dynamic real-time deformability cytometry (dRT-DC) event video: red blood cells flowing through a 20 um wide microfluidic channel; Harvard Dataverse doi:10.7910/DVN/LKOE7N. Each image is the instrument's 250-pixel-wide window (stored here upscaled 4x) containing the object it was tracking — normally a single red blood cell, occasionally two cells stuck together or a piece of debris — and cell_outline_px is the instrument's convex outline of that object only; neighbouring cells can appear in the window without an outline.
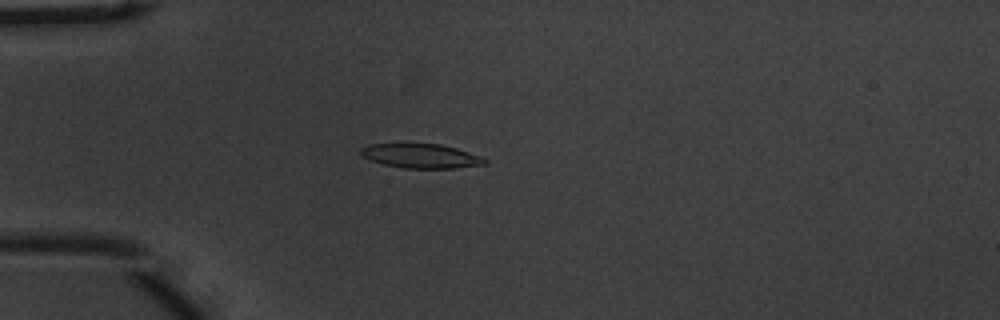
{"species": "common noctule bat (a hibernating species)", "species_latin": "Nyctalus noctula", "temperature_condition": "warm", "stored_images_in_passage": 54, "camera_frame_rate_fps": 3000, "um_per_image_px": 0.085, "animal": {"sex": "male", "body_mass_g": 20.1, "forearm_length_mm": 53.5}, "frame": {"image": 1, "passage_image": 15, "time_ms": 4.667, "image_size_px": [1000, 320], "cell_outline_px": [[488, 164], [452, 168], [404, 168], [384, 164], [368, 160], [360, 156], [360, 148], [368, 144], [440, 144], [456, 148], [480, 156], [488, 160]], "centroid_in_image_um": [35.75, 13.26], "position_along_channel_um": 49.3, "area_um2": 17.57}}
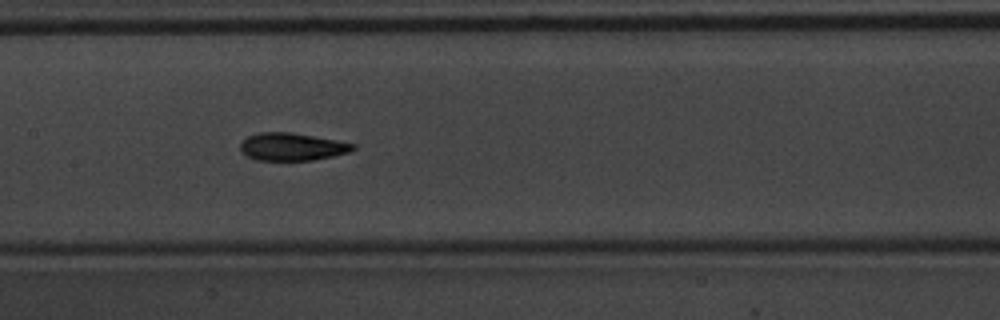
{"frame": {"image": 2, "passage_image": 27, "time_ms": 8.667, "image_size_px": [1000, 320], "cell_outline_px": [[356, 148], [348, 152], [332, 156], [312, 160], [256, 160], [240, 152], [240, 144], [248, 136], [260, 132], [292, 132], [336, 140], [356, 144]], "centroid_in_image_um": [24.81, 12.47], "position_along_channel_um": 182.6, "area_um2": 18.09}}
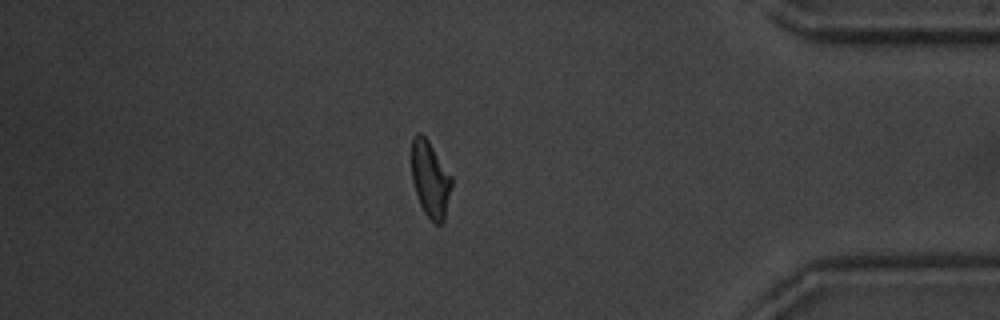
{"frame": {"image": 3, "passage_image": 47, "time_ms": 15.333, "image_size_px": [1000, 320], "cell_outline_px": [[452, 184], [444, 220], [440, 224], [436, 224], [424, 212], [420, 204], [412, 180], [412, 140], [416, 132], [420, 132], [428, 140], [452, 176]], "centroid_in_image_um": [36.58, 15.21], "position_along_channel_um": 398.6, "area_um2": 17.57}, "authors_computed_cell_mechanics": {"area_um2": 17.918, "velocity_mm_per_s": 3.7039, "shape_relaxation_time_tau1_ms": 3.5071, "shape_relaxation_time_tau2_ms": 2.173, "deformation_change_tau1": 0.1539, "deformation_change_tau2": 0.0915}}